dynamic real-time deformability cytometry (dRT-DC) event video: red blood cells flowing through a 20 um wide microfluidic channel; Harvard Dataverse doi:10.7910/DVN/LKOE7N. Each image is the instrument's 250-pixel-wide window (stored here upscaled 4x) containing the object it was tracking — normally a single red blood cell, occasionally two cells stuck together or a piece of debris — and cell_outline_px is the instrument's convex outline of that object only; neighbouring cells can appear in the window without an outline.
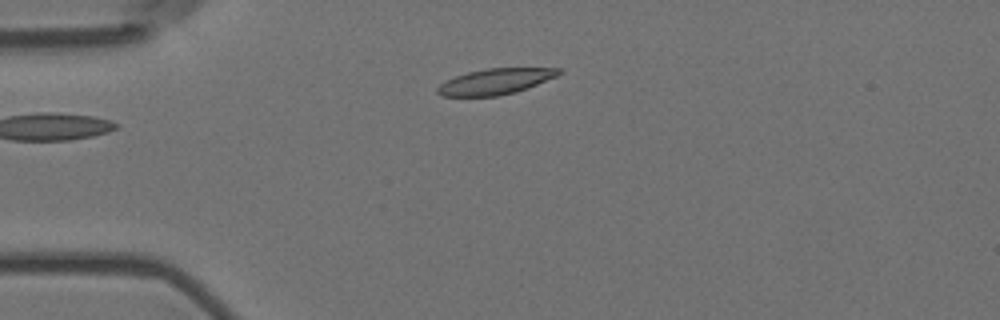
{"species": "Egyptian fruit bat (a non-hibernating species)", "species_latin": "Rousettus aegyptiacus", "temperature_condition": "room temperature", "stored_images_in_passage": 3, "camera_frame_rate_fps": 3000, "um_per_image_px": 0.085, "animal": {"sex": "female"}, "frame": {"image": 1, "passage_image": 3, "time_ms": 0.667, "image_size_px": [1000, 320], "cell_outline_px": [[560, 72], [556, 76], [528, 88], [516, 92], [496, 96], [440, 96], [436, 92], [436, 88], [444, 80], [468, 72], [488, 68], [560, 68]], "centroid_in_image_um": [42.05, 6.93], "position_along_channel_um": 42.9, "area_um2": 18.15}}